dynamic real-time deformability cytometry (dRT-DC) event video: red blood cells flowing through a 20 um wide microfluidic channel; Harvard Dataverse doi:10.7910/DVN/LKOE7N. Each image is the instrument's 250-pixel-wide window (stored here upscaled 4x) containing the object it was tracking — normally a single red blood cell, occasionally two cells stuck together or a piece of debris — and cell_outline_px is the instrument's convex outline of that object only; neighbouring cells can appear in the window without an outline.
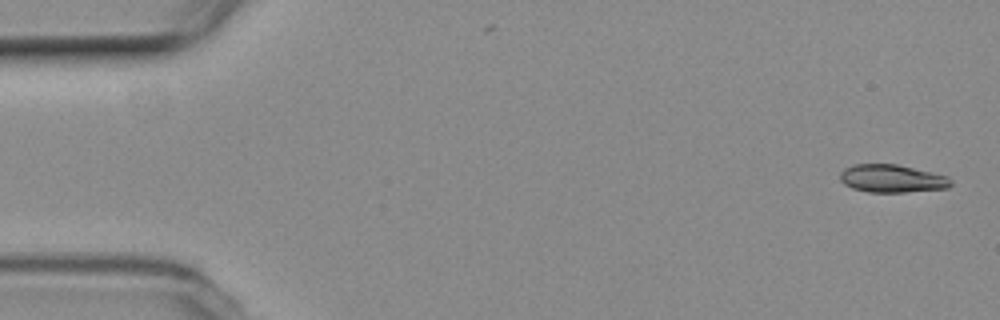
{"species": "common noctule bat (a hibernating species)", "species_latin": "Nyctalus noctula", "temperature_condition": "room temperature", "stored_images_in_passage": 53, "camera_frame_rate_fps": 3000, "um_per_image_px": 0.085, "animal": {"sex": "female", "body_mass_g": 19.3, "forearm_length_mm": 54.1}, "frame": {"image": 1, "passage_image": 1, "time_ms": 0.0, "image_size_px": [1000, 320], "cell_outline_px": [[952, 184], [948, 188], [904, 192], [868, 192], [852, 188], [844, 184], [840, 180], [840, 172], [844, 168], [852, 164], [896, 164], [948, 176], [952, 180]], "centroid_in_image_um": [75.8, 15.17], "position_along_channel_um": 9.2, "area_um2": 18.03}}
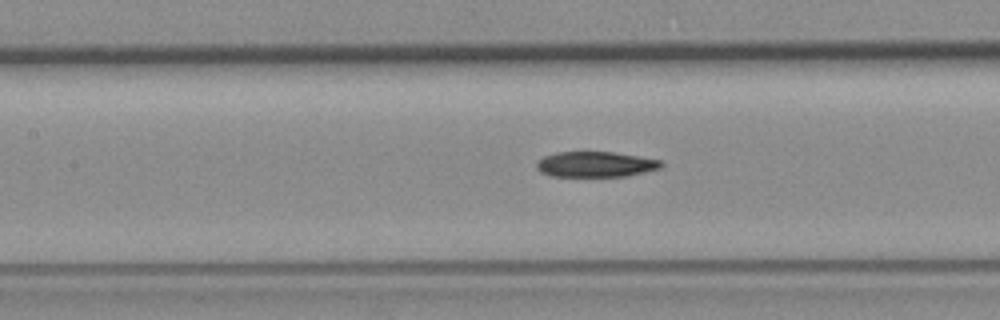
{"frame": {"image": 2, "passage_image": 23, "time_ms": 7.333, "image_size_px": [1000, 320], "cell_outline_px": [[664, 164], [660, 168], [628, 176], [548, 176], [540, 172], [536, 168], [536, 164], [544, 156], [556, 152], [612, 152], [640, 156], [660, 160]], "centroid_in_image_um": [50.62, 13.97], "position_along_channel_um": 156.8, "area_um2": 18.5}}
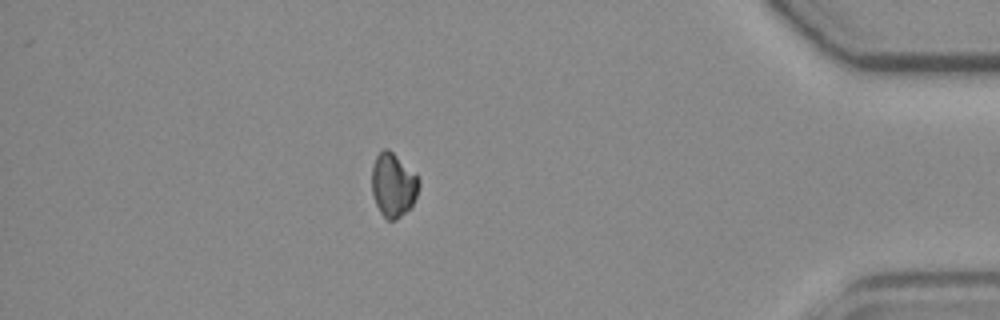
{"frame": {"image": 3, "passage_image": 46, "time_ms": 15.0, "image_size_px": [1000, 320], "cell_outline_px": [[420, 184], [416, 196], [412, 204], [396, 220], [388, 220], [380, 212], [376, 204], [372, 192], [372, 168], [376, 156], [384, 148], [388, 148], [416, 172], [420, 176]], "centroid_in_image_um": [33.44, 15.69], "position_along_channel_um": 401.8, "area_um2": 17.57}, "authors_computed_cell_mechanics": {"area_um2": 18.9584, "velocity_mm_per_s": 3.7952, "shape_relaxation_time_tau1_ms": 4.3462, "shape_relaxation_time_tau2_ms": null, "deformation_change_tau1": 0.1116, "deformation_change_tau2": null}}